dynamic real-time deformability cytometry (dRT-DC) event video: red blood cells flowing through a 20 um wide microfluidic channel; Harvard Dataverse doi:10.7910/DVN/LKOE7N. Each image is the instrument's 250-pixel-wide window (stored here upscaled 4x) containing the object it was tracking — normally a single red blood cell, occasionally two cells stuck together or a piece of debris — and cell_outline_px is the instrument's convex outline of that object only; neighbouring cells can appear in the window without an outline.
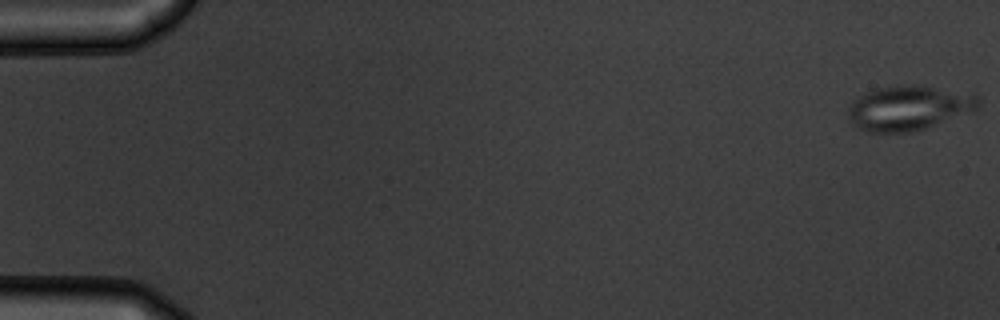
{"species": "common noctule bat (a hibernating species)", "species_latin": "Nyctalus noctula", "temperature_condition": "warm", "stored_images_in_passage": 55, "camera_frame_rate_fps": 3000, "um_per_image_px": 0.085, "animal": {"sex": "male", "body_mass_g": 19.5, "forearm_length_mm": 54.6}, "frame": {"image": 1, "passage_image": 1, "time_ms": 0.0, "image_size_px": [1000, 320], "cell_outline_px": [[980, 104], [972, 112], [912, 132], [868, 132], [852, 124], [848, 116], [848, 108], [852, 100], [856, 96], [864, 92], [876, 88], [900, 84], [916, 84], [980, 96]], "centroid_in_image_um": [77.19, 9.16], "position_along_channel_um": 7.8, "area_um2": 34.04}}
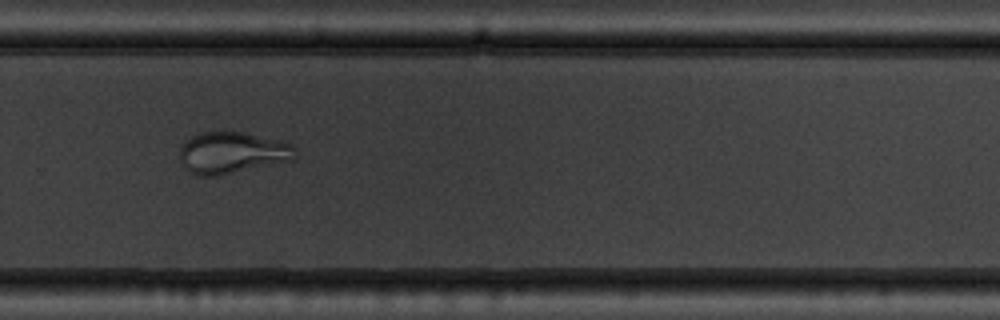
{"frame": {"image": 2, "passage_image": 38, "time_ms": 12.333, "image_size_px": [1000, 320], "cell_outline_px": [[296, 160], [216, 176], [196, 176], [188, 172], [184, 168], [180, 160], [180, 144], [192, 136], [204, 132], [244, 132], [280, 140], [292, 144], [296, 148]], "centroid_in_image_um": [19.74, 13.0], "position_along_channel_um": 310.1, "area_um2": 28.44}}
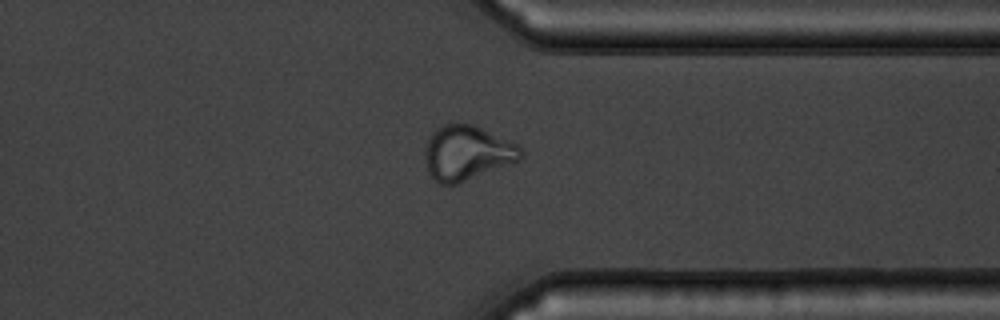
{"frame": {"image": 3, "passage_image": 43, "time_ms": 14.0, "image_size_px": [1000, 320], "cell_outline_px": [[524, 156], [520, 160], [456, 184], [440, 184], [428, 172], [424, 160], [424, 148], [428, 140], [444, 124], [472, 124], [516, 144], [524, 148]], "centroid_in_image_um": [39.71, 13.02], "position_along_channel_um": 371.7, "area_um2": 30.06}}